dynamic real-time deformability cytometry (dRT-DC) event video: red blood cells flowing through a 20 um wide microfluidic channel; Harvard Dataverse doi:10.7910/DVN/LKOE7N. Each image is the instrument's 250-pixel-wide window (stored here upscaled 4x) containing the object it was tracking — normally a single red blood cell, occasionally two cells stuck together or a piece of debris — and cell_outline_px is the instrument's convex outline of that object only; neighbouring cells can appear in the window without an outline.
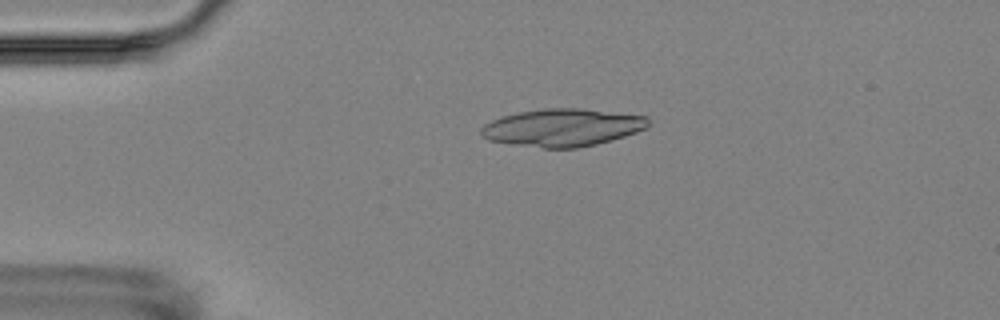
{"species": "Egyptian fruit bat (a non-hibernating species)", "species_latin": "Rousettus aegyptiacus", "temperature_condition": "room temperature", "stored_images_in_passage": 3, "camera_frame_rate_fps": 3000, "um_per_image_px": 0.085, "animal": {"sex": "female"}, "frame": {"image": 1, "passage_image": 1, "time_ms": 0.0, "image_size_px": [1000, 320], "cell_outline_px": [[652, 120], [644, 128], [636, 132], [624, 136], [596, 144], [576, 148], [544, 148], [488, 140], [480, 136], [480, 128], [484, 124], [500, 116], [520, 112], [544, 108], [580, 108], [648, 116]], "centroid_in_image_um": [47.79, 10.83], "position_along_channel_um": 37.2, "area_um2": 36.59}}